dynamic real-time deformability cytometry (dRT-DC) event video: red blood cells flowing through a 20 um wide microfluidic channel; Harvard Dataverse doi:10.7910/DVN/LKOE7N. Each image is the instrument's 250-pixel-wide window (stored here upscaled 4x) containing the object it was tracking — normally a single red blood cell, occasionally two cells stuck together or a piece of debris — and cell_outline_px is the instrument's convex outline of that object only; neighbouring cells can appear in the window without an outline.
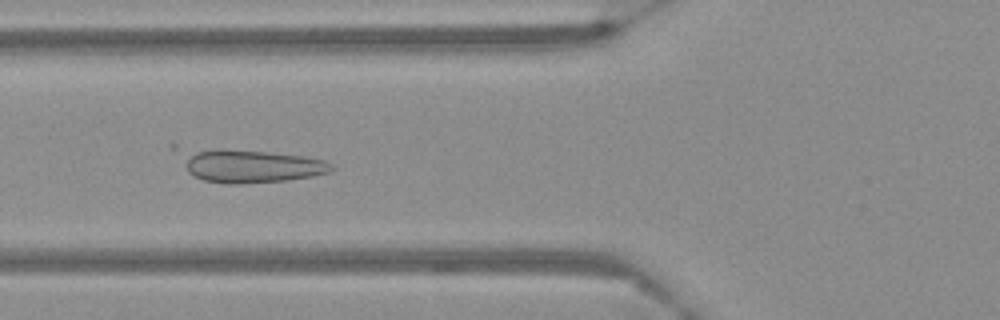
{"species": "Egyptian fruit bat (a non-hibernating species)", "species_latin": "Rousettus aegyptiacus", "temperature_condition": "warm", "stored_images_in_passage": 44, "camera_frame_rate_fps": 3000, "um_per_image_px": 0.085, "frame": {"image": 1, "passage_image": 7, "time_ms": 2.0, "image_size_px": [1000, 320], "cell_outline_px": [[336, 168], [328, 172], [312, 176], [288, 180], [240, 184], [224, 184], [204, 180], [188, 172], [168, 144], [172, 140], [304, 156], [324, 160], [332, 164]], "centroid_in_image_um": [20.8, 13.94], "position_along_channel_um": 105.0, "area_um2": 32.43}}
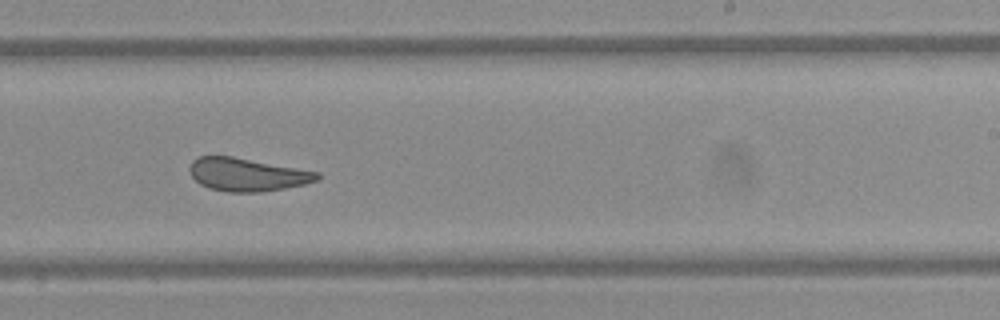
{"frame": {"image": 2, "passage_image": 21, "time_ms": 6.667, "image_size_px": [1000, 320], "cell_outline_px": [[320, 180], [304, 184], [284, 188], [260, 192], [228, 192], [208, 188], [200, 184], [192, 176], [188, 168], [192, 160], [200, 156], [232, 156], [320, 172]], "centroid_in_image_um": [21.01, 14.84], "position_along_channel_um": 268.0, "area_um2": 24.62}}
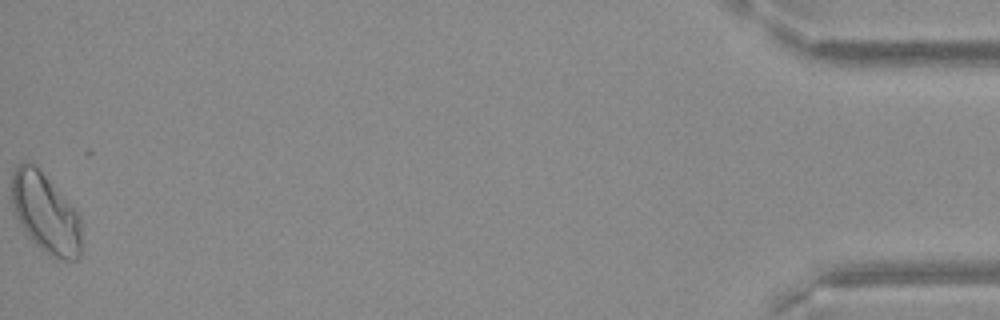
{"frame": {"image": 3, "passage_image": 43, "time_ms": 14.0, "image_size_px": [1000, 320], "cell_outline_px": [[80, 256], [76, 260], [64, 260], [52, 256], [40, 248], [24, 232], [12, 208], [12, 172], [20, 164], [36, 164], [80, 212]], "centroid_in_image_um": [3.89, 18.1], "position_along_channel_um": 431.3, "area_um2": 32.6}}